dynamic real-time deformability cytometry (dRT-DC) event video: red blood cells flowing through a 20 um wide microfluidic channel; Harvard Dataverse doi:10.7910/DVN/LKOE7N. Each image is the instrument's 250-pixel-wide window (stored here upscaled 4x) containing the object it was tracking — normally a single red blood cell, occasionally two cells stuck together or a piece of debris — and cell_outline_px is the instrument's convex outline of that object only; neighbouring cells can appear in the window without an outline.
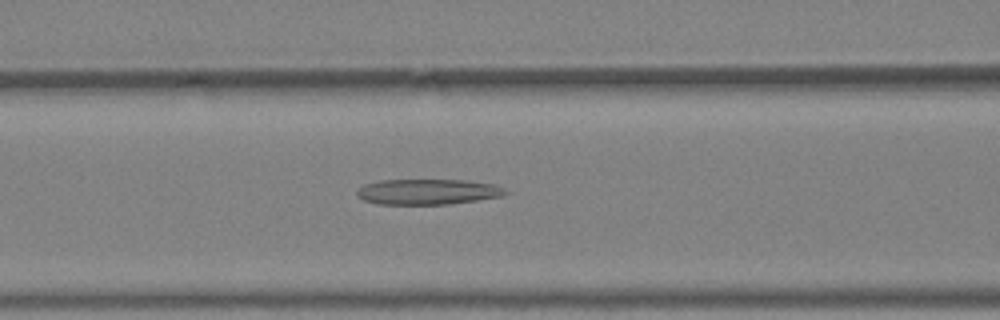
{"species": "Egyptian fruit bat (a non-hibernating species)", "species_latin": "Rousettus aegyptiacus", "temperature_condition": "warm", "stored_images_in_passage": 40, "camera_frame_rate_fps": 3000, "um_per_image_px": 0.085, "animal": {"sex": "female"}, "frame": {"image": 1, "passage_image": 16, "time_ms": 5.0, "image_size_px": [1000, 320], "cell_outline_px": [[508, 192], [500, 196], [476, 200], [448, 204], [380, 204], [364, 200], [356, 196], [356, 192], [364, 184], [380, 180], [468, 180], [492, 184], [504, 188]], "centroid_in_image_um": [36.32, 16.29], "position_along_channel_um": 130.3, "area_um2": 21.91}}
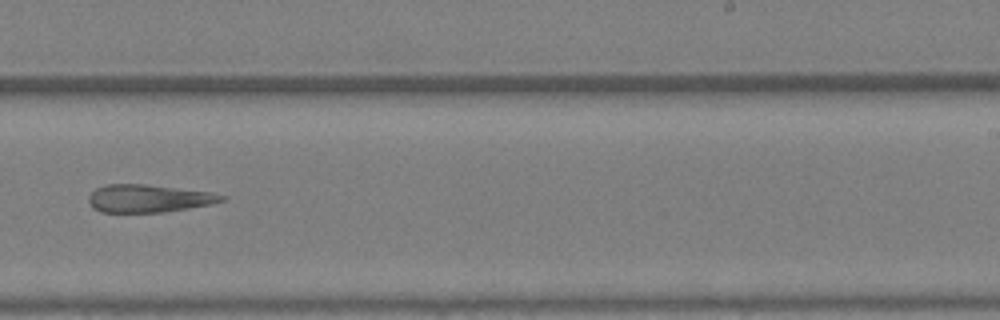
{"frame": {"image": 2, "passage_image": 25, "time_ms": 8.0, "image_size_px": [1000, 320], "cell_outline_px": [[228, 196], [224, 200], [212, 204], [164, 212], [100, 212], [92, 208], [88, 200], [88, 196], [96, 188], [108, 184], [144, 184], [208, 192]], "centroid_in_image_um": [12.6, 16.87], "position_along_channel_um": 276.4, "area_um2": 21.39}}
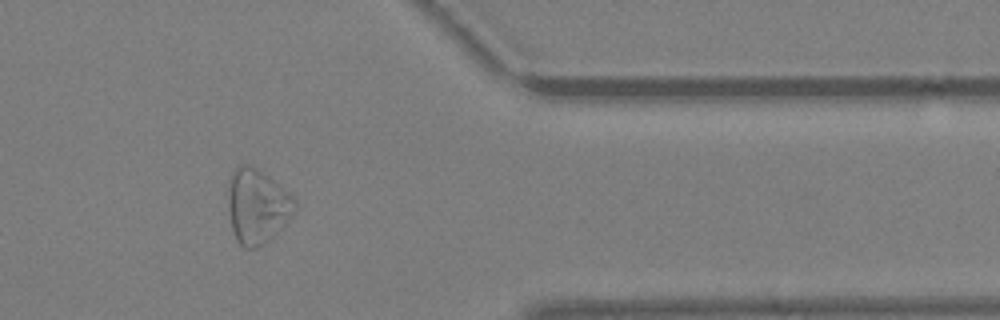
{"frame": {"image": 3, "passage_image": 33, "time_ms": 10.667, "image_size_px": [1000, 320], "cell_outline_px": [[296, 208], [276, 232], [264, 244], [256, 248], [244, 248], [236, 240], [232, 228], [228, 208], [228, 184], [232, 172], [240, 164], [252, 164], [284, 188], [296, 200]], "centroid_in_image_um": [21.82, 17.5], "position_along_channel_um": 389.6, "area_um2": 28.73}}